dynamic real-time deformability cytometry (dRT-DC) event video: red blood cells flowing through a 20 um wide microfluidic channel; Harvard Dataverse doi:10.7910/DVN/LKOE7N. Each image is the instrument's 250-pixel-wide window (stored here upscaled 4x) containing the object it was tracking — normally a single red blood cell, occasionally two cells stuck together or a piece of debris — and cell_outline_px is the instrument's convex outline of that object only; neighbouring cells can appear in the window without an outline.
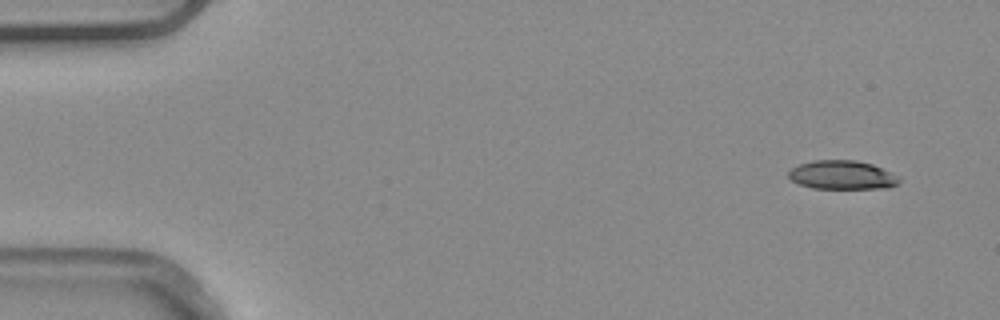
{"species": "common noctule bat (a hibernating species)", "species_latin": "Nyctalus noctula", "temperature_condition": "warm", "stored_images_in_passage": 5, "camera_frame_rate_fps": 3000, "um_per_image_px": 0.085, "animal": {"sex": "male", "body_mass_g": 20.4}, "frame": {"image": 1, "passage_image": 1, "time_ms": 0.0, "image_size_px": [1000, 320], "cell_outline_px": [[900, 180], [896, 184], [888, 188], [812, 188], [800, 184], [792, 180], [788, 176], [788, 172], [792, 168], [800, 164], [812, 160], [856, 160], [872, 164], [892, 172], [900, 176]], "centroid_in_image_um": [71.6, 14.87], "position_along_channel_um": 13.4, "area_um2": 18.55}}
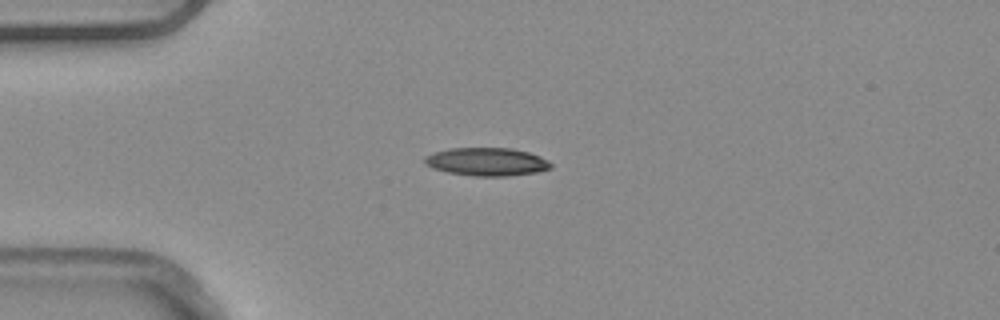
{"frame": {"image": 2, "passage_image": 3, "time_ms": 0.667, "image_size_px": [1000, 320], "cell_outline_px": [[552, 168], [536, 172], [508, 176], [476, 176], [448, 172], [432, 168], [424, 164], [424, 156], [432, 152], [448, 148], [512, 148], [528, 152], [540, 156], [548, 160], [552, 164]], "centroid_in_image_um": [41.35, 13.74], "position_along_channel_um": 43.6, "area_um2": 20.81}}
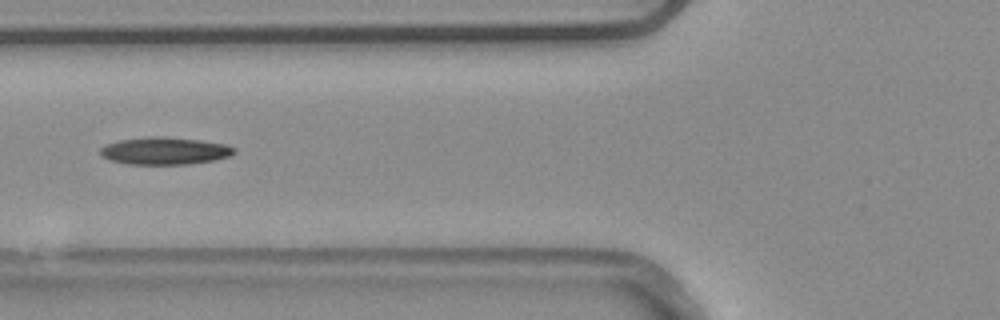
{"frame": {"image": 3, "passage_image": 5, "time_ms": 1.333, "image_size_px": [1000, 320], "cell_outline_px": [[236, 152], [232, 156], [216, 160], [188, 164], [128, 164], [108, 160], [100, 156], [100, 148], [104, 144], [120, 140], [148, 136], [164, 136], [200, 140], [228, 144], [236, 148]], "centroid_in_image_um": [14.02, 12.82], "position_along_channel_um": 111.8, "area_um2": 21.79}}